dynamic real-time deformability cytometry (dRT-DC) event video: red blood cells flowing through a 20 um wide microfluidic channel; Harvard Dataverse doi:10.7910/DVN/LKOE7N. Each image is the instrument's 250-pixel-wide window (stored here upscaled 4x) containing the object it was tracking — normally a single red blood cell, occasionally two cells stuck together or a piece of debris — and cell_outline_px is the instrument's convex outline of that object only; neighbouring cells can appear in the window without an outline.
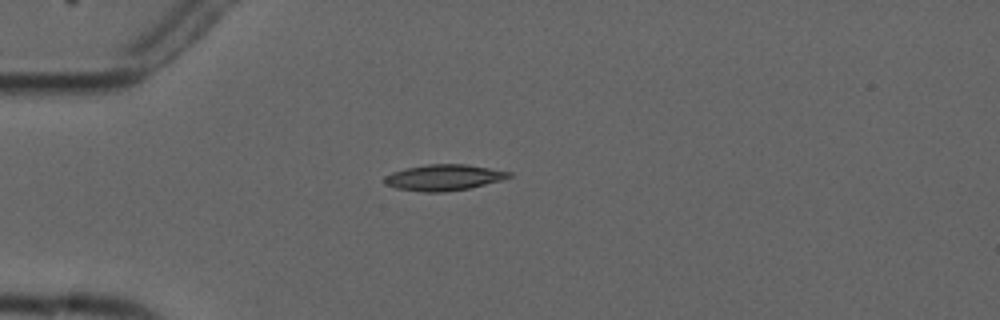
{"species": "common noctule bat (a hibernating species)", "species_latin": "Nyctalus noctula", "temperature_condition": "cold", "stored_images_in_passage": 4, "camera_frame_rate_fps": 3000, "um_per_image_px": 0.085, "animal": {"sex": "male", "forearm_length_mm": 52.5}, "frame": {"image": 1, "passage_image": 1, "time_ms": 0.0, "image_size_px": [1000, 320], "cell_outline_px": [[512, 176], [500, 180], [468, 188], [444, 192], [424, 192], [396, 188], [384, 184], [384, 176], [392, 172], [404, 168], [428, 164], [468, 164], [512, 172]], "centroid_in_image_um": [37.68, 15.08], "position_along_channel_um": 47.3, "area_um2": 18.84}}
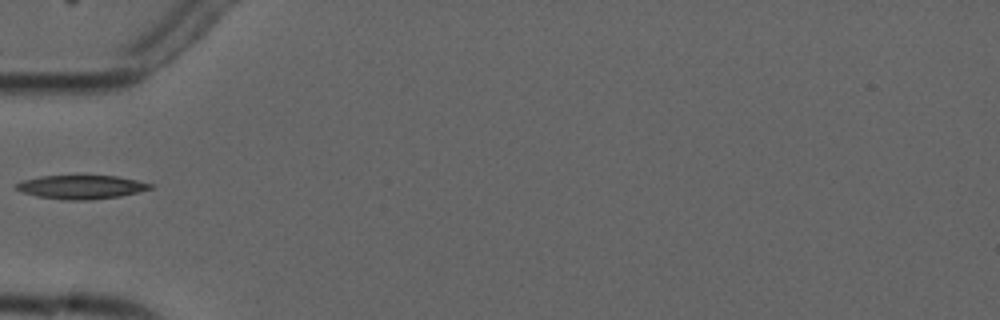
{"frame": {"image": 2, "passage_image": 2, "time_ms": 1.333, "image_size_px": [1000, 320], "cell_outline_px": [[152, 188], [120, 196], [88, 200], [64, 200], [36, 196], [24, 192], [16, 188], [16, 184], [24, 180], [40, 176], [116, 176], [136, 180], [152, 184]], "centroid_in_image_um": [6.9, 15.9], "position_along_channel_um": 78.1, "area_um2": 18.21}}
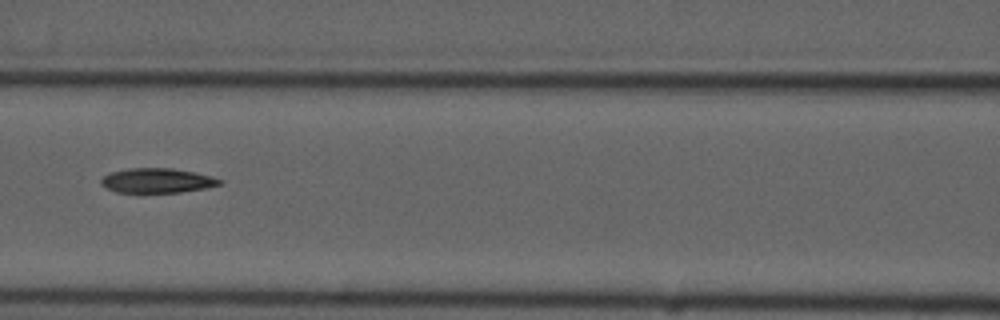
{"frame": {"image": 3, "passage_image": 4, "time_ms": 3.333, "image_size_px": [1000, 320], "cell_outline_px": [[224, 180], [220, 184], [204, 188], [180, 192], [116, 192], [100, 184], [100, 180], [104, 176], [112, 172], [128, 168], [172, 168], [192, 172]], "centroid_in_image_um": [13.32, 15.34], "position_along_channel_um": 153.3, "area_um2": 16.7}}